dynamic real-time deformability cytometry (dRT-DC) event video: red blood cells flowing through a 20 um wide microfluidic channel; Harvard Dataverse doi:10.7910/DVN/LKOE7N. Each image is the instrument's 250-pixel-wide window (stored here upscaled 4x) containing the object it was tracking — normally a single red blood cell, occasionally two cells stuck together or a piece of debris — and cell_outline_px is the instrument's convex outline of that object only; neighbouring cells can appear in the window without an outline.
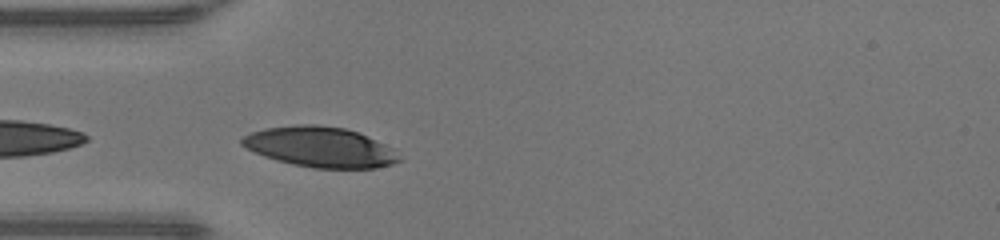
{"species": "human", "species_latin": "Homo sapiens", "temperature_condition": "warm", "stored_images_in_passage": 21, "camera_frame_rate_fps": 3000, "um_per_image_px": 0.085, "donor": {"sex": "male"}, "frame": {"image": 1, "passage_image": 1, "time_ms": 0.0, "image_size_px": [1000, 240], "cell_outline_px": [[400, 160], [392, 164], [376, 168], [312, 168], [292, 164], [276, 160], [264, 156], [240, 144], [240, 140], [244, 136], [252, 132], [264, 128], [296, 124], [316, 124], [344, 128], [356, 132], [384, 144], [392, 148]], "centroid_in_image_um": [27.17, 12.49], "position_along_channel_um": 57.8, "area_um2": 36.59}}
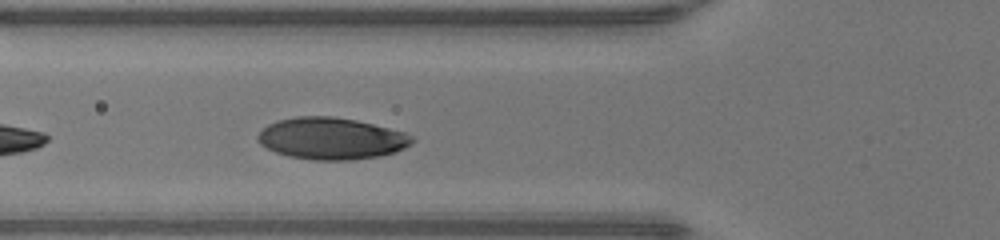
{"frame": {"image": 2, "passage_image": 4, "time_ms": 1.0, "image_size_px": [1000, 240], "cell_outline_px": [[416, 140], [412, 144], [396, 152], [380, 156], [352, 160], [312, 160], [288, 156], [276, 152], [260, 144], [256, 140], [256, 136], [268, 124], [276, 120], [296, 116], [332, 116], [356, 120], [404, 132], [412, 136]], "centroid_in_image_um": [28.16, 11.77], "position_along_channel_um": 97.6, "area_um2": 37.74}}